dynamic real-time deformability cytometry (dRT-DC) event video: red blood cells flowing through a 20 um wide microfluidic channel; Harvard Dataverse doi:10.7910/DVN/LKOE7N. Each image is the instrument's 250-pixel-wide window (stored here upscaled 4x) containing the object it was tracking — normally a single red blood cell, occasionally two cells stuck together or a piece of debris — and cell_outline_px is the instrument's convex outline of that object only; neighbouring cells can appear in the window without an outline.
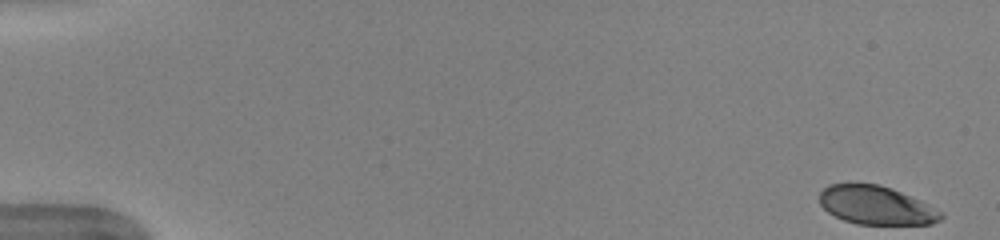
{"species": "human", "species_latin": "Homo sapiens", "temperature_condition": "warm", "stored_images_in_passage": 29, "camera_frame_rate_fps": 3000, "um_per_image_px": 0.085, "donor": {"sex": "female"}, "frame": {"image": 1, "passage_image": 1, "time_ms": 0.0, "image_size_px": [1000, 240], "cell_outline_px": [[944, 216], [940, 220], [932, 224], [856, 224], [844, 220], [828, 212], [820, 204], [820, 192], [828, 184], [848, 180], [880, 184], [892, 188], [920, 200], [944, 212]], "centroid_in_image_um": [74.45, 17.4], "position_along_channel_um": 10.6, "area_um2": 28.03}}
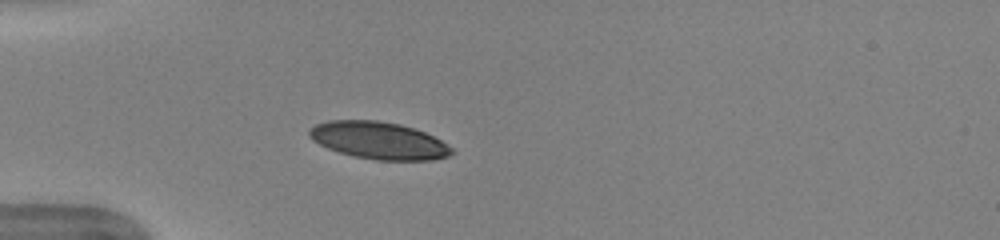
{"frame": {"image": 2, "passage_image": 10, "time_ms": 3.0, "image_size_px": [1000, 240], "cell_outline_px": [[456, 152], [448, 156], [432, 160], [376, 160], [356, 156], [340, 152], [328, 148], [312, 140], [308, 136], [308, 128], [316, 124], [328, 120], [376, 120], [400, 124], [424, 132], [440, 140], [452, 148]], "centroid_in_image_um": [32.17, 11.93], "position_along_channel_um": 52.8, "area_um2": 30.81}}
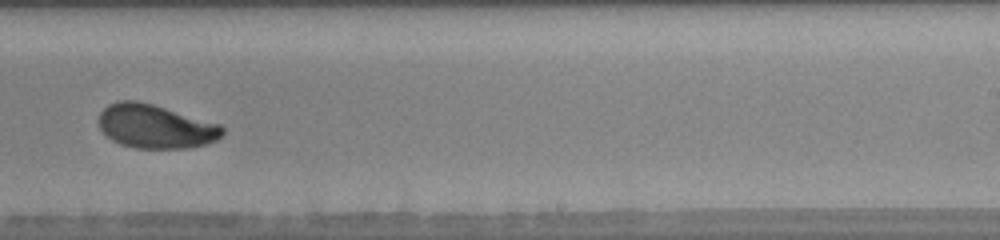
{"frame": {"image": 3, "passage_image": 17, "time_ms": 5.333, "image_size_px": [1000, 240], "cell_outline_px": [[224, 132], [216, 140], [204, 144], [188, 148], [136, 148], [120, 144], [112, 140], [100, 128], [100, 112], [108, 104], [120, 100], [136, 100], [152, 104], [220, 124], [224, 128]], "centroid_in_image_um": [13.21, 10.74], "position_along_channel_um": 275.8, "area_um2": 31.27}}